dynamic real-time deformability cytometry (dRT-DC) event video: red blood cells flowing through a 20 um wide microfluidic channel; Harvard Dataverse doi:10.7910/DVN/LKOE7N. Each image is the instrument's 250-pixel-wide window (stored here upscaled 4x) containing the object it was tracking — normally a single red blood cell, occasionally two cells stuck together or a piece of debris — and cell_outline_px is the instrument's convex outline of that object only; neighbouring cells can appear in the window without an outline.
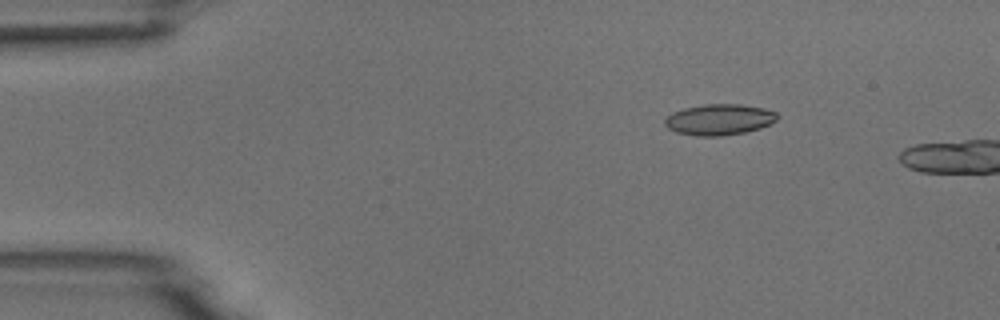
{"species": "common noctule bat (a hibernating species)", "species_latin": "Nyctalus noctula", "temperature_condition": "room temperature", "stored_images_in_passage": 4, "camera_frame_rate_fps": 3000, "um_per_image_px": 0.085, "animal": {"sex": "male", "body_mass_g": 18.8}, "frame": {"image": 1, "passage_image": 3, "time_ms": 2.333, "image_size_px": [1000, 320], "cell_outline_px": [[780, 116], [776, 120], [760, 128], [744, 132], [720, 136], [696, 136], [676, 132], [668, 128], [664, 124], [664, 120], [672, 112], [684, 108], [704, 104], [740, 104], [764, 108], [776, 112]], "centroid_in_image_um": [61.12, 10.16], "position_along_channel_um": 23.9, "area_um2": 20.29}}